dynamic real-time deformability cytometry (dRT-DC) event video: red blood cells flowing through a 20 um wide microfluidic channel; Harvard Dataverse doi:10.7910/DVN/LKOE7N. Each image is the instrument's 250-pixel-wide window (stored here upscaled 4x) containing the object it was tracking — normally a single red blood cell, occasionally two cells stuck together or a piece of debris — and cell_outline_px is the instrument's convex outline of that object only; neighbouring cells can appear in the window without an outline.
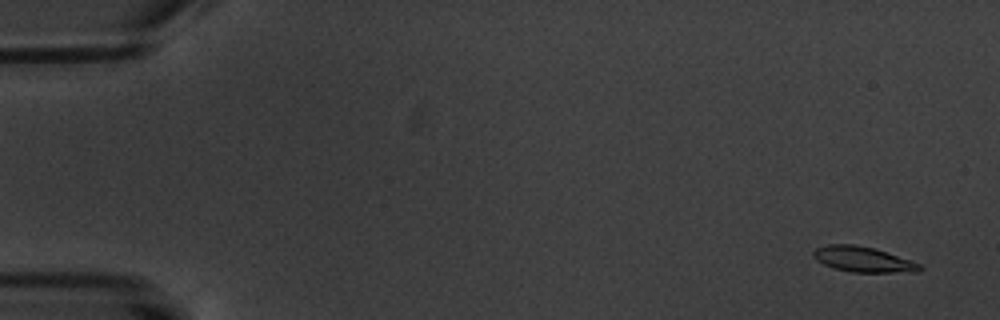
{"species": "common noctule bat (a hibernating species)", "species_latin": "Nyctalus noctula", "temperature_condition": "warm", "stored_images_in_passage": 5, "camera_frame_rate_fps": 3000, "um_per_image_px": 0.085, "animal": {"sex": "male", "body_mass_g": 20.1, "forearm_length_mm": 53.5}, "frame": {"image": 1, "passage_image": 1, "time_ms": 0.0, "image_size_px": [1000, 320], "cell_outline_px": [[924, 268], [920, 272], [852, 272], [836, 268], [824, 264], [816, 260], [812, 256], [812, 252], [816, 248], [828, 244], [856, 244], [876, 248], [920, 264]], "centroid_in_image_um": [73.36, 22.03], "position_along_channel_um": 11.6, "area_um2": 15.78}}
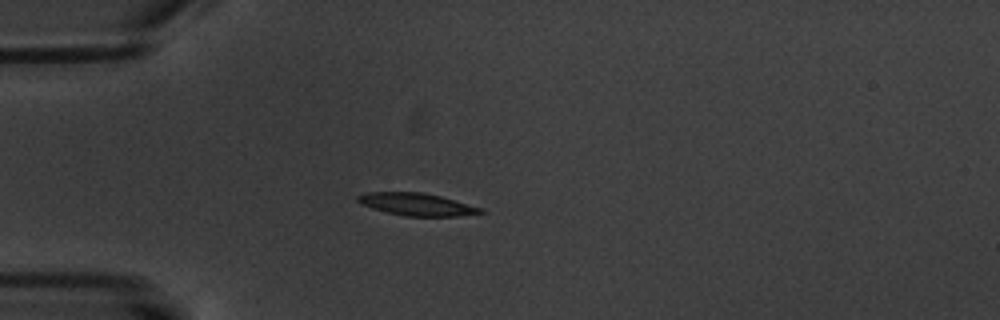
{"frame": {"image": 2, "passage_image": 5, "time_ms": 4.667, "image_size_px": [1000, 320], "cell_outline_px": [[484, 212], [456, 216], [404, 216], [372, 208], [360, 204], [356, 200], [356, 196], [368, 192], [420, 192], [440, 196], [480, 208]], "centroid_in_image_um": [35.33, 17.36], "position_along_channel_um": 49.7, "area_um2": 15.72}}